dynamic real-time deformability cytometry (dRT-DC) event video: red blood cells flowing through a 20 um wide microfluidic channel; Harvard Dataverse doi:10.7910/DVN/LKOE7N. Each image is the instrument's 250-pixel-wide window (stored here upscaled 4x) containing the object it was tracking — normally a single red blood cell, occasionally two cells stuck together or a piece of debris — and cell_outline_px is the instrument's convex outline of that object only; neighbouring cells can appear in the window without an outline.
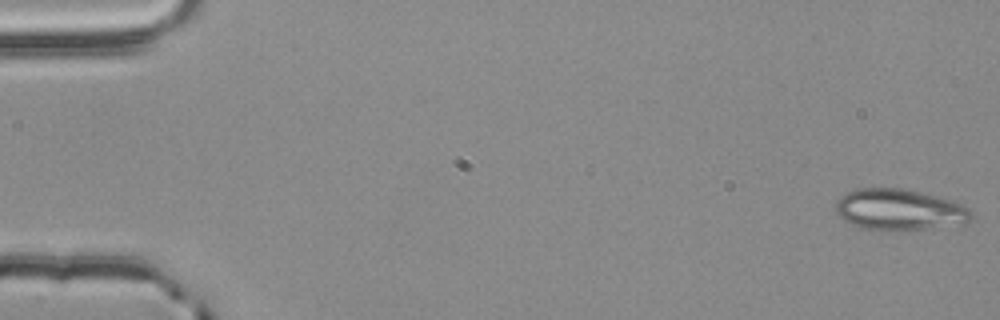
{"species": "common noctule bat (a hibernating species)", "species_latin": "Nyctalus noctula", "temperature_condition": "room temperature", "stored_images_in_passage": 55, "camera_frame_rate_fps": 3000, "um_per_image_px": 0.085, "animal": {"sex": "male", "body_mass_g": 20.4}, "frame": {"image": 1, "passage_image": 1, "time_ms": 0.0, "image_size_px": [1000, 320], "cell_outline_px": [[972, 216], [968, 224], [900, 232], [864, 228], [852, 224], [844, 220], [836, 212], [836, 200], [840, 196], [856, 188], [904, 188], [952, 200], [964, 204], [972, 212]], "centroid_in_image_um": [76.5, 17.84], "position_along_channel_um": 8.5, "area_um2": 33.18}}
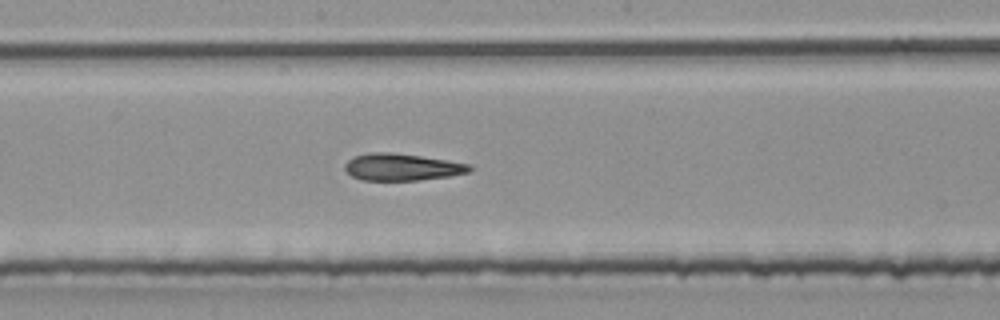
{"frame": {"image": 2, "passage_image": 30, "time_ms": 9.667, "image_size_px": [1000, 320], "cell_outline_px": [[472, 168], [468, 172], [448, 176], [416, 180], [360, 180], [352, 176], [344, 168], [344, 164], [352, 156], [368, 152], [392, 152], [420, 156], [472, 164]], "centroid_in_image_um": [34.12, 14.19], "position_along_channel_um": 214.1, "area_um2": 19.59}}
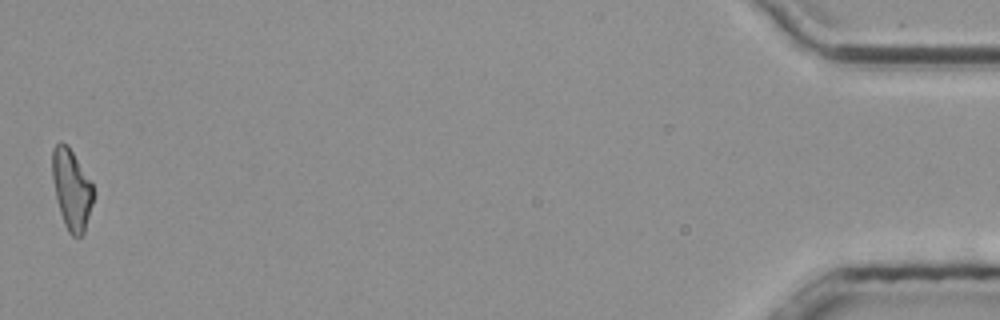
{"frame": {"image": 3, "passage_image": 55, "time_ms": 18.0, "image_size_px": [1000, 320], "cell_outline_px": [[92, 204], [84, 232], [80, 236], [72, 236], [68, 232], [64, 224], [56, 200], [52, 176], [52, 148], [60, 140], [68, 144], [92, 184]], "centroid_in_image_um": [6.05, 16.06], "position_along_channel_um": 429.2, "area_um2": 19.07}, "authors_computed_cell_mechanics": {"area_um2": 20.1722, "velocity_mm_per_s": 3.779, "shape_relaxation_time_tau1_ms": null, "shape_relaxation_time_tau2_ms": 2.4865, "deformation_change_tau1": null, "deformation_change_tau2": 0.1209}}